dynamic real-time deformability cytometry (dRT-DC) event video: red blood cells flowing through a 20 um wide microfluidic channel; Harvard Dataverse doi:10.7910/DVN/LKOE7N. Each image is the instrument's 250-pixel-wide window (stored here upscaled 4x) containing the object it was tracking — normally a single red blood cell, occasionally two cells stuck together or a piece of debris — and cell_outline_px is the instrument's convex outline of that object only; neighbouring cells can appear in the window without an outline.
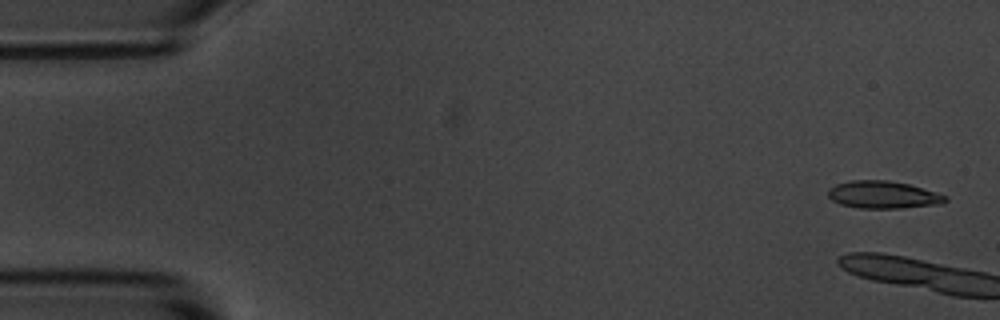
{"species": "common noctule bat (a hibernating species)", "species_latin": "Nyctalus noctula", "temperature_condition": "room temperature", "stored_images_in_passage": 8, "camera_frame_rate_fps": 3000, "um_per_image_px": 0.085, "animal": {"sex": "male", "body_mass_g": 20.1, "forearm_length_mm": 53.5}, "frame": {"image": 1, "passage_image": 2, "time_ms": 0.333, "image_size_px": [1000, 320], "cell_outline_px": [[948, 200], [944, 204], [900, 208], [860, 208], [840, 204], [832, 200], [828, 196], [828, 188], [836, 184], [852, 180], [888, 180], [908, 184], [936, 192], [948, 196]], "centroid_in_image_um": [75.08, 16.56], "position_along_channel_um": 9.9, "area_um2": 18.84}}